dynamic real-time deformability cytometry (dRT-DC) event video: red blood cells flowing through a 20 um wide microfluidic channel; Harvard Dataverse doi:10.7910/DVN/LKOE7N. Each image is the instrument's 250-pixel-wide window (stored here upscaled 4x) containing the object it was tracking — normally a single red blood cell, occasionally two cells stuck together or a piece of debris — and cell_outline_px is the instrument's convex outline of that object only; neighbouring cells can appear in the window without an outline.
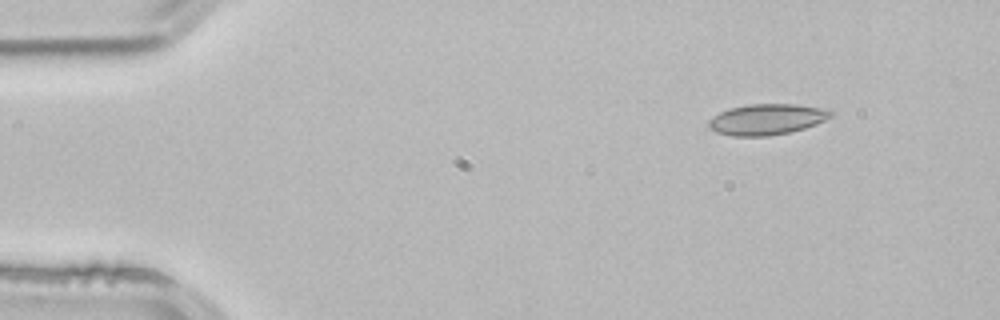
{"species": "common noctule bat (a hibernating species)", "species_latin": "Nyctalus noctula", "temperature_condition": "room temperature", "stored_images_in_passage": 3, "segment_of_instrument_passage": [1, 2], "camera_frame_rate_fps": 3000, "um_per_image_px": 0.085, "animal": {"sex": "male", "body_mass_g": 21.5, "forearm_length_mm": 52.0}, "frame": {"image": 1, "passage_image": 1, "time_ms": 0.0, "image_size_px": [1000, 320], "cell_outline_px": [[832, 116], [816, 124], [804, 128], [788, 132], [768, 136], [732, 136], [716, 132], [708, 124], [708, 120], [720, 112], [728, 108], [748, 104], [796, 104], [832, 108]], "centroid_in_image_um": [65.22, 10.13], "position_along_channel_um": 19.8, "area_um2": 22.08}}